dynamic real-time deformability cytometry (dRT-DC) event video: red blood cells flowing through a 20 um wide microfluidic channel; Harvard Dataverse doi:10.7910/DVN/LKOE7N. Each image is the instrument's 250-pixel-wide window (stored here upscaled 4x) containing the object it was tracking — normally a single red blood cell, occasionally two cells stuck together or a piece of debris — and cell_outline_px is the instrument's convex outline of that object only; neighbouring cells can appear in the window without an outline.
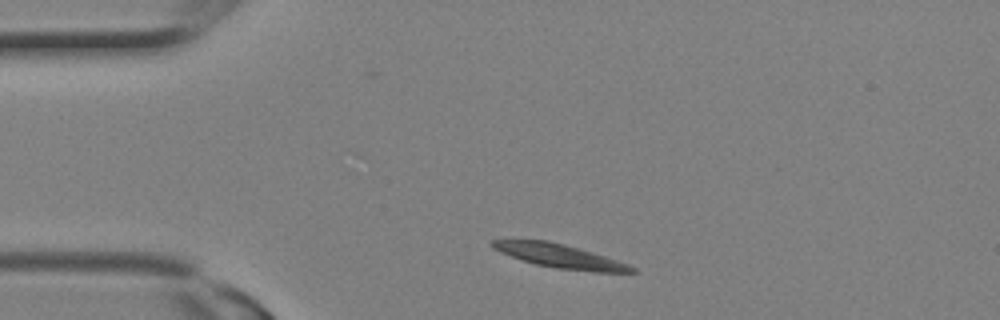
{"species": "Egyptian fruit bat (a non-hibernating species)", "species_latin": "Rousettus aegyptiacus", "temperature_condition": "room temperature", "stored_images_in_passage": 2, "camera_frame_rate_fps": 3000, "um_per_image_px": 0.085, "animal": {"sex": "female"}, "frame": {"image": 1, "passage_image": 1, "time_ms": 0.0, "image_size_px": [1000, 320], "cell_outline_px": [[636, 272], [596, 272], [556, 268], [536, 264], [500, 252], [492, 248], [488, 244], [492, 240], [548, 240], [564, 244], [592, 252], [628, 264], [636, 268]], "centroid_in_image_um": [47.57, 21.76], "position_along_channel_um": 37.4, "area_um2": 19.02}}
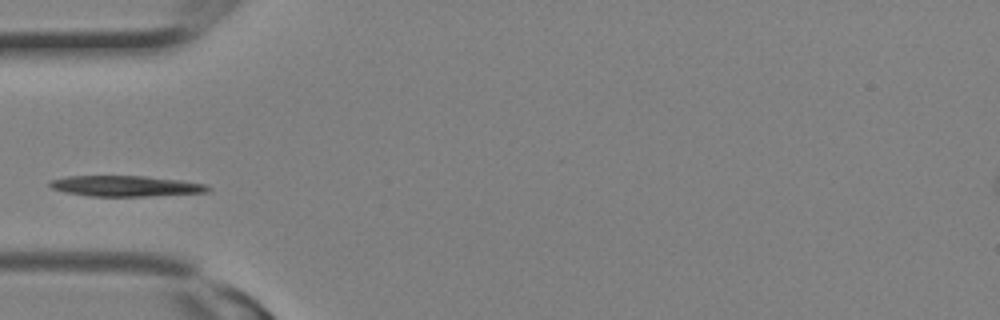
{"frame": {"image": 2, "passage_image": 2, "time_ms": 0.333, "image_size_px": [1000, 320], "cell_outline_px": [[212, 188], [208, 192], [144, 196], [88, 196], [64, 192], [52, 188], [48, 184], [48, 180], [68, 176], [144, 176], [180, 180], [204, 184]], "centroid_in_image_um": [10.63, 15.81], "position_along_channel_um": 74.4, "area_um2": 19.02}}